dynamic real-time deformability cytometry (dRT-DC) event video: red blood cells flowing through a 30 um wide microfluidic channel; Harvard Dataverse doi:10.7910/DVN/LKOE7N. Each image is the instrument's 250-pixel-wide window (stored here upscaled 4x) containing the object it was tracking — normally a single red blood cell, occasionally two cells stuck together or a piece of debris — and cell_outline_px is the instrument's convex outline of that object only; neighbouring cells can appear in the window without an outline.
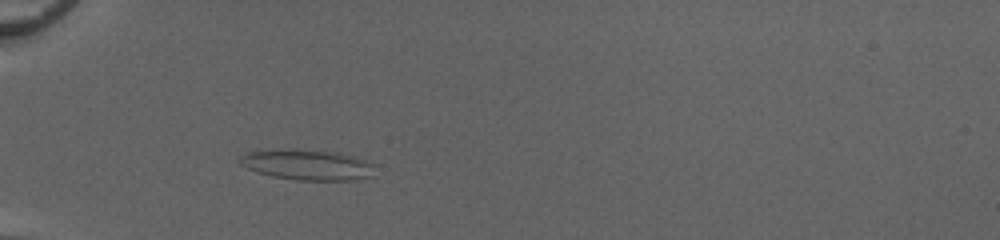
{"species": "common noctule bat (a hibernating species)", "species_latin": "Nyctalus noctula", "temperature_condition": "cold", "stored_images_in_passage": 44, "camera_frame_rate_fps": 3000, "um_per_image_px": 0.085, "animal": {"sex": "female", "body_mass_g": 20.0, "forearm_length_mm": 54.0}, "frame": {"image": 1, "passage_image": 11, "time_ms": 3.333, "image_size_px": [1000, 240], "cell_outline_px": [[372, 176], [352, 180], [296, 180], [272, 176], [256, 172], [240, 164], [236, 160], [240, 156], [248, 152], [260, 148], [292, 148], [340, 152], [364, 160], [372, 164]], "centroid_in_image_um": [26.0, 13.97], "position_along_channel_um": 59.0, "area_um2": 24.51}}
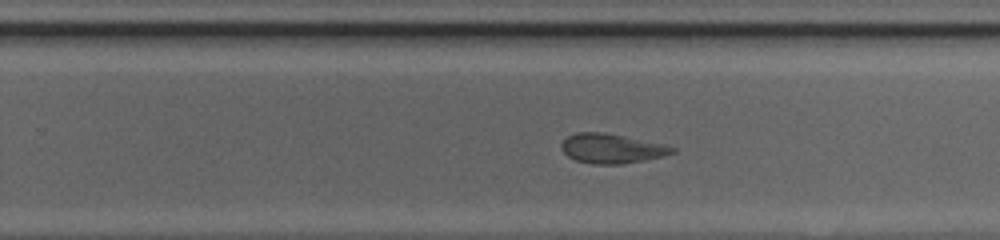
{"frame": {"image": 2, "passage_image": 28, "time_ms": 9.0, "image_size_px": [1000, 240], "cell_outline_px": [[676, 152], [664, 156], [644, 160], [620, 164], [592, 164], [576, 160], [568, 156], [560, 148], [560, 144], [568, 136], [576, 132], [604, 132], [664, 144], [676, 148]], "centroid_in_image_um": [51.99, 12.62], "position_along_channel_um": 277.8, "area_um2": 19.07}}
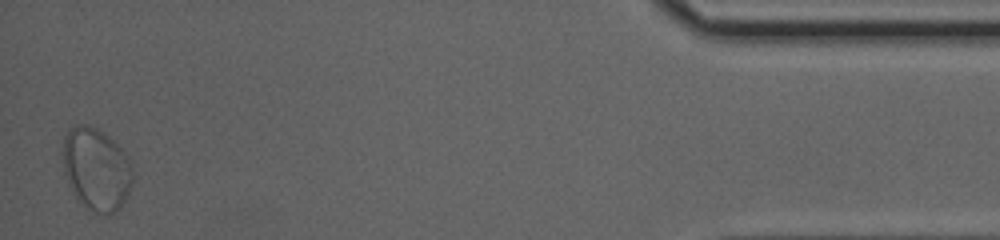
{"frame": {"image": 3, "passage_image": 44, "time_ms": 14.333, "image_size_px": [1000, 240], "cell_outline_px": [[132, 180], [128, 192], [120, 208], [112, 216], [104, 216], [92, 212], [80, 200], [68, 184], [64, 172], [60, 152], [64, 136], [76, 124], [88, 124], [104, 132], [120, 148], [132, 164]], "centroid_in_image_um": [8.16, 14.38], "position_along_channel_um": 427.0, "area_um2": 33.87}}